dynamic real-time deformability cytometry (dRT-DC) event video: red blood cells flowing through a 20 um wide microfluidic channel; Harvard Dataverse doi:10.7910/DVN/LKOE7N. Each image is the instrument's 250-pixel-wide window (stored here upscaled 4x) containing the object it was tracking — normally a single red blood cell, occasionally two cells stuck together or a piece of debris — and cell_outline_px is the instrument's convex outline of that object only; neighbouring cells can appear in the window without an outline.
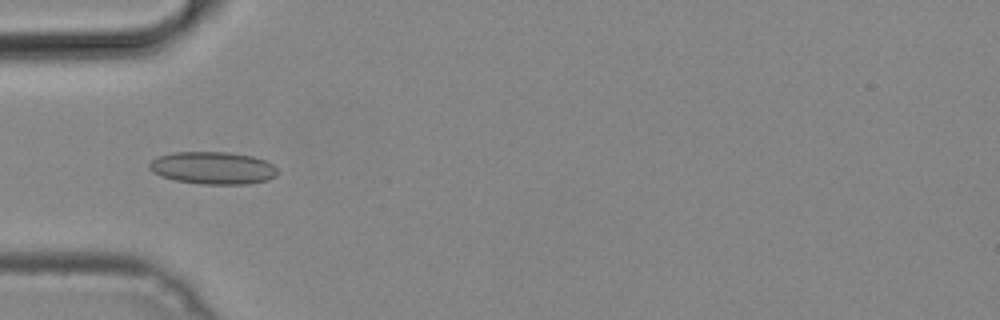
{"species": "common noctule bat (a hibernating species)", "species_latin": "Nyctalus noctula", "temperature_condition": "cold", "stored_images_in_passage": 49, "camera_frame_rate_fps": 3000, "um_per_image_px": 0.085, "animal": {"sex": "male", "body_mass_g": 19.2, "forearm_length_mm": 51.8}, "frame": {"image": 1, "passage_image": 15, "time_ms": 4.667, "image_size_px": [1000, 320], "cell_outline_px": [[276, 176], [268, 180], [248, 184], [200, 184], [176, 180], [160, 176], [152, 172], [148, 168], [148, 164], [156, 156], [172, 152], [228, 152], [252, 156], [264, 160], [272, 164], [276, 168]], "centroid_in_image_um": [18.05, 14.27], "position_along_channel_um": 66.9, "area_um2": 24.39}}
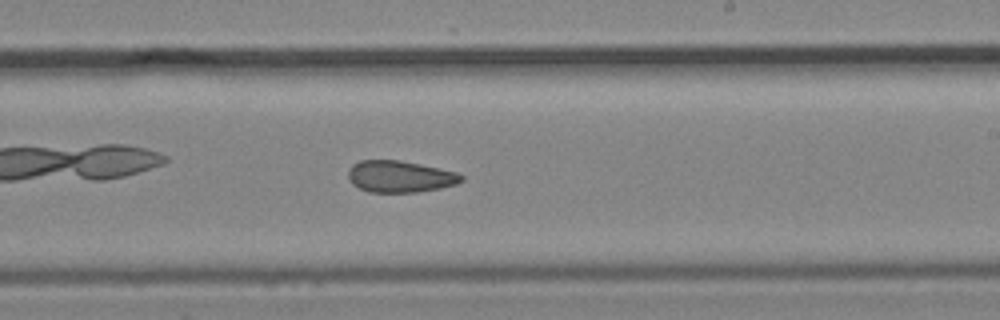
{"frame": {"image": 2, "passage_image": 29, "time_ms": 9.333, "image_size_px": [1000, 320], "cell_outline_px": [[464, 180], [456, 184], [440, 188], [416, 192], [368, 192], [352, 184], [348, 176], [348, 168], [352, 164], [360, 160], [400, 160], [420, 164], [456, 172], [464, 176]], "centroid_in_image_um": [33.98, 15.0], "position_along_channel_um": 255.0, "area_um2": 20.92}}
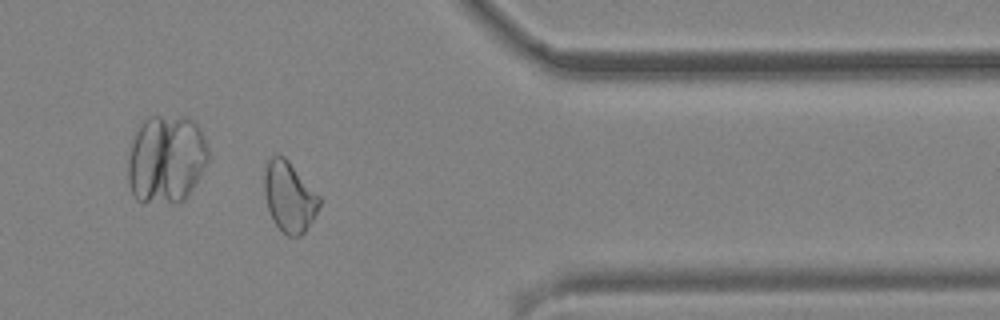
{"frame": {"image": 3, "passage_image": 40, "time_ms": 13.0, "image_size_px": [1000, 320], "cell_outline_px": [[320, 204], [312, 220], [304, 232], [300, 236], [288, 236], [272, 220], [268, 208], [264, 192], [264, 172], [268, 160], [272, 156], [284, 156], [288, 160], [320, 196]], "centroid_in_image_um": [24.58, 16.72], "position_along_channel_um": 386.8, "area_um2": 22.25}}